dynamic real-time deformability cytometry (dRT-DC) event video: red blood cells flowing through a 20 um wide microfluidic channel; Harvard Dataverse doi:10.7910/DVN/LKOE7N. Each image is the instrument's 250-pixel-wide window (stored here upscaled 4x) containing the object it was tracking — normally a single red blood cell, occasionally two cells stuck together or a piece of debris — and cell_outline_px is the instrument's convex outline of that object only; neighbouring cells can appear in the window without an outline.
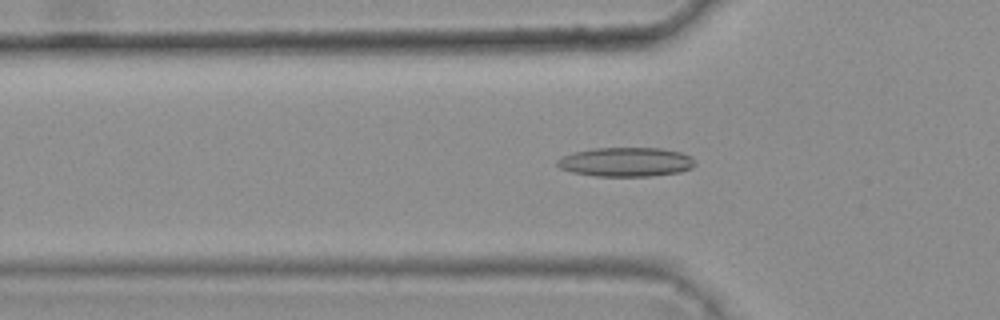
{"species": "common noctule bat (a hibernating species)", "species_latin": "Nyctalus noctula", "temperature_condition": "warm", "stored_images_in_passage": 48, "camera_frame_rate_fps": 3000, "um_per_image_px": 0.085, "animal": {"sex": "female", "body_mass_g": 25.1}, "frame": {"image": 1, "passage_image": 18, "time_ms": 5.667, "image_size_px": [1000, 320], "cell_outline_px": [[696, 164], [692, 168], [680, 172], [648, 176], [596, 176], [572, 172], [560, 168], [556, 164], [556, 160], [572, 152], [592, 148], [660, 148], [680, 152], [692, 156], [696, 160]], "centroid_in_image_um": [53.22, 13.76], "position_along_channel_um": 72.6, "area_um2": 23.58}}
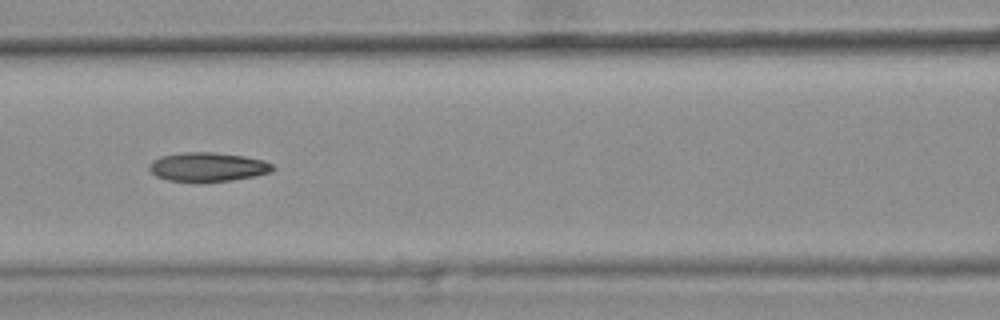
{"frame": {"image": 2, "passage_image": 24, "time_ms": 7.667, "image_size_px": [1000, 320], "cell_outline_px": [[276, 168], [272, 172], [256, 176], [232, 180], [168, 180], [156, 176], [148, 168], [148, 164], [152, 160], [160, 156], [180, 152], [212, 152], [244, 156], [264, 160], [272, 164]], "centroid_in_image_um": [17.67, 14.16], "position_along_channel_um": 148.9, "area_um2": 20.69}}
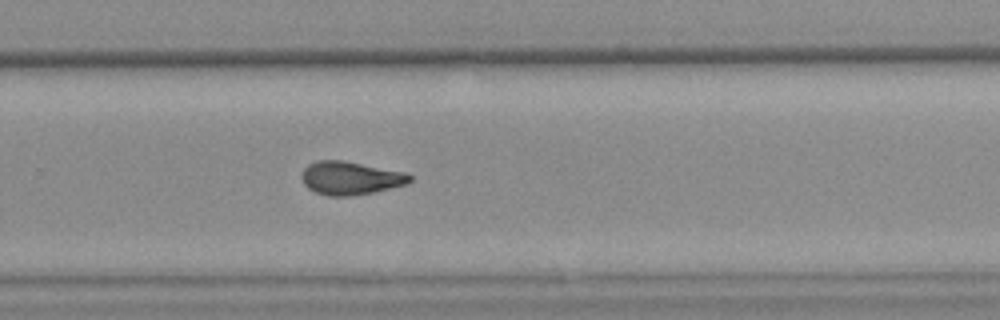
{"frame": {"image": 3, "passage_image": 36, "time_ms": 11.667, "image_size_px": [1000, 320], "cell_outline_px": [[412, 180], [408, 184], [372, 192], [352, 196], [328, 196], [316, 192], [308, 188], [304, 184], [300, 176], [304, 168], [308, 164], [316, 160], [344, 160], [404, 172], [412, 176]], "centroid_in_image_um": [29.76, 15.13], "position_along_channel_um": 300.0, "area_um2": 21.04}, "authors_computed_cell_mechanics": {"area_um2": 21.097, "velocity_mm_per_s": 3.7858, "shape_relaxation_time_tau1_ms": null, "shape_relaxation_time_tau2_ms": 3.6007, "deformation_change_tau1": null, "deformation_change_tau2": 0.1218}}